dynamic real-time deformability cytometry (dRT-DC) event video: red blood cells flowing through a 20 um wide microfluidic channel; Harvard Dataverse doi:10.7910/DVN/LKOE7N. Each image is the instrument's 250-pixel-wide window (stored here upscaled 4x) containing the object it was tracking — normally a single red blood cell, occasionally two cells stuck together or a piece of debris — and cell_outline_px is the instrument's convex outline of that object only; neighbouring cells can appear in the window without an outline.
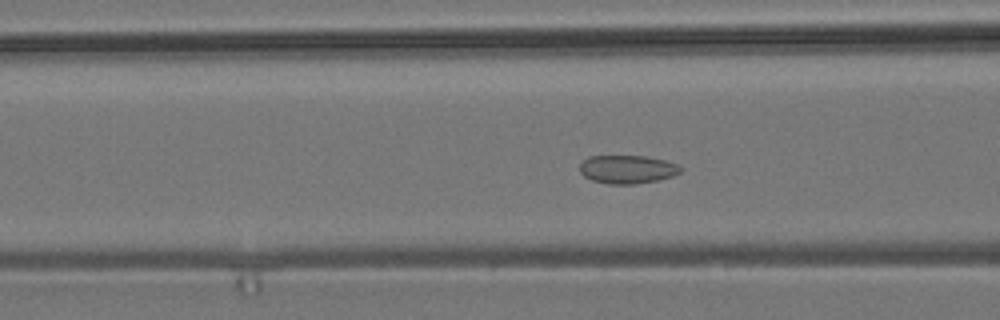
{"species": "common noctule bat (a hibernating species)", "species_latin": "Nyctalus noctula", "temperature_condition": "room temperature", "stored_images_in_passage": 48, "camera_frame_rate_fps": 3000, "um_per_image_px": 0.085, "animal": {"sex": "male", "body_mass_g": 19.2, "forearm_length_mm": 51.8}, "frame": {"image": 1, "passage_image": 14, "time_ms": 4.333, "image_size_px": [1000, 320], "cell_outline_px": [[684, 168], [680, 172], [672, 176], [656, 180], [632, 184], [608, 184], [592, 180], [584, 176], [580, 172], [580, 164], [588, 156], [644, 156], [664, 160], [680, 164]], "centroid_in_image_um": [53.34, 14.38], "position_along_channel_um": 113.3, "area_um2": 16.65}}
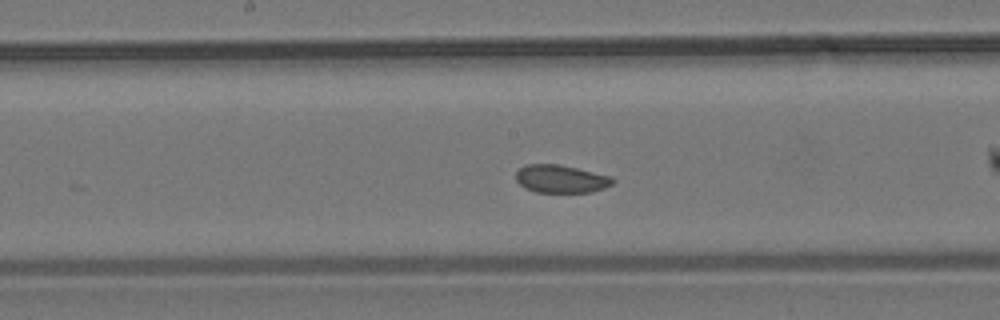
{"frame": {"image": 2, "passage_image": 21, "time_ms": 6.667, "image_size_px": [1000, 320], "cell_outline_px": [[616, 180], [612, 184], [604, 188], [592, 192], [536, 192], [524, 188], [516, 180], [516, 172], [524, 164], [560, 164], [612, 176]], "centroid_in_image_um": [47.68, 15.2], "position_along_channel_um": 200.5, "area_um2": 15.9}}
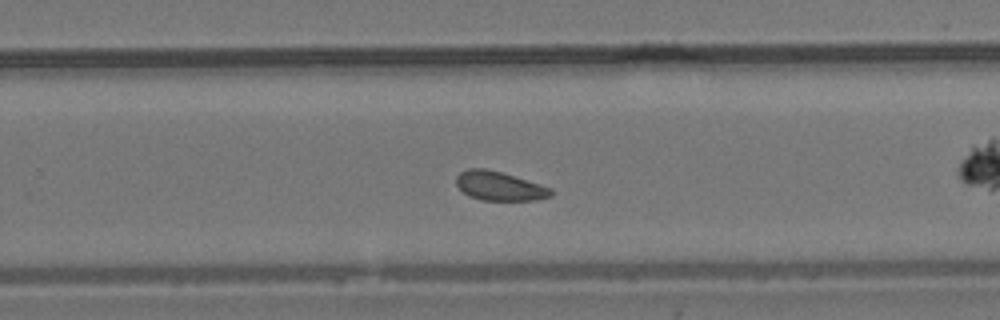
{"frame": {"image": 3, "passage_image": 28, "time_ms": 9.0, "image_size_px": [1000, 320], "cell_outline_px": [[552, 196], [536, 200], [480, 200], [468, 196], [456, 184], [456, 176], [460, 172], [468, 168], [484, 168], [500, 172], [552, 188]], "centroid_in_image_um": [42.43, 15.82], "position_along_channel_um": 287.4, "area_um2": 15.9}}